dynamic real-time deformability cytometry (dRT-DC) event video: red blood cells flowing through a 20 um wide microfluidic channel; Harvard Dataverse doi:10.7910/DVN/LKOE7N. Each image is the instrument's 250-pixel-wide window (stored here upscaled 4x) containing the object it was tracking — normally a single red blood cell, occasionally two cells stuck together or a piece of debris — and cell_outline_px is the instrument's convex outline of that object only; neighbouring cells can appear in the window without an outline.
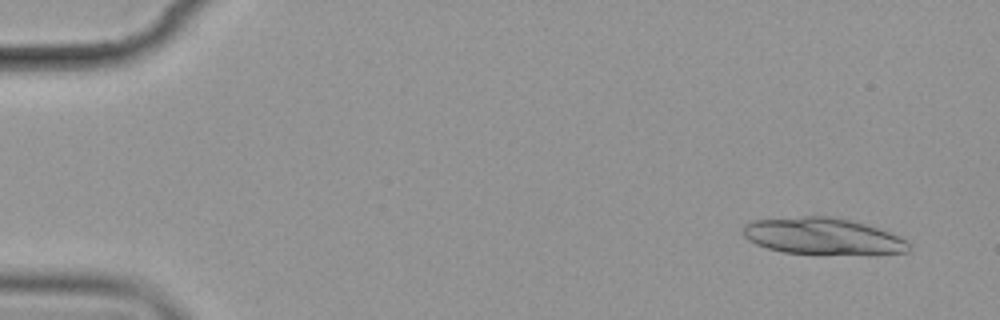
{"species": "common noctule bat (a hibernating species)", "species_latin": "Nyctalus noctula", "temperature_condition": "cold", "stored_images_in_passage": 5, "camera_frame_rate_fps": 3000, "um_per_image_px": 0.085, "animal": {"sex": "female", "body_mass_g": 19.9}, "frame": {"image": 1, "passage_image": 1, "time_ms": 0.0, "image_size_px": [1000, 320], "cell_outline_px": [[912, 244], [908, 252], [784, 252], [768, 248], [756, 244], [748, 240], [744, 236], [744, 224], [752, 220], [804, 216], [824, 216], [848, 220], [864, 224], [888, 232], [908, 240]], "centroid_in_image_um": [69.87, 20.04], "position_along_channel_um": 15.1, "area_um2": 33.99}}